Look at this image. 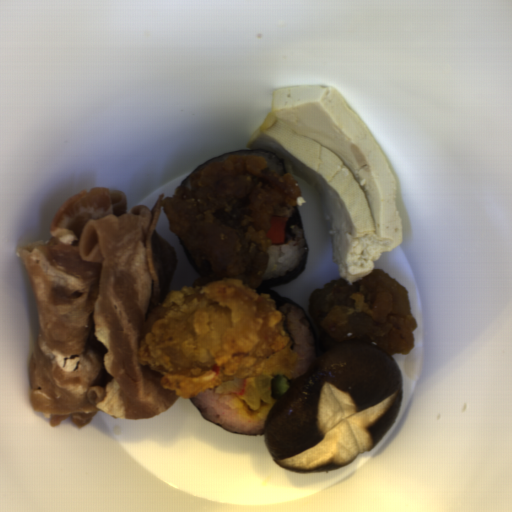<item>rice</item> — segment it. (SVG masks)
<instances>
[{
	"instance_id": "rice-2",
	"label": "rice",
	"mask_w": 512,
	"mask_h": 512,
	"mask_svg": "<svg viewBox=\"0 0 512 512\" xmlns=\"http://www.w3.org/2000/svg\"><path fill=\"white\" fill-rule=\"evenodd\" d=\"M277 311L283 313L285 331L292 341L290 348L298 356L299 375L295 380L289 379L291 387L317 363V348L309 321L301 309L289 303Z\"/></svg>"
},
{
	"instance_id": "rice-5",
	"label": "rice",
	"mask_w": 512,
	"mask_h": 512,
	"mask_svg": "<svg viewBox=\"0 0 512 512\" xmlns=\"http://www.w3.org/2000/svg\"><path fill=\"white\" fill-rule=\"evenodd\" d=\"M295 207H287V208H281L279 210H276L272 213V217H292L295 212Z\"/></svg>"
},
{
	"instance_id": "rice-4",
	"label": "rice",
	"mask_w": 512,
	"mask_h": 512,
	"mask_svg": "<svg viewBox=\"0 0 512 512\" xmlns=\"http://www.w3.org/2000/svg\"><path fill=\"white\" fill-rule=\"evenodd\" d=\"M237 155H256V156H263L264 159L266 160L267 162V167L273 172V173H279V174H284L285 175V171H284V167L280 164V162L272 157L271 155L269 154H266V153H263V152H260V151H242V152H238V153H233V154H230V155H226V156H223V157H219V158H216L210 162H207L203 165H201L195 172L207 167V166H210V165H213V164H216V163H219V162H222L224 161L225 159H227L228 157L230 156H237Z\"/></svg>"
},
{
	"instance_id": "rice-3",
	"label": "rice",
	"mask_w": 512,
	"mask_h": 512,
	"mask_svg": "<svg viewBox=\"0 0 512 512\" xmlns=\"http://www.w3.org/2000/svg\"><path fill=\"white\" fill-rule=\"evenodd\" d=\"M293 238L281 244H270L268 251V266L261 279L271 280L282 277L295 270L305 256L303 232L297 226L290 229Z\"/></svg>"
},
{
	"instance_id": "rice-1",
	"label": "rice",
	"mask_w": 512,
	"mask_h": 512,
	"mask_svg": "<svg viewBox=\"0 0 512 512\" xmlns=\"http://www.w3.org/2000/svg\"><path fill=\"white\" fill-rule=\"evenodd\" d=\"M279 397L273 396L270 403L260 401L258 409H251L239 394L217 395L214 385L191 400L203 415L219 426L242 434H254L265 432L266 418Z\"/></svg>"
}]
</instances>
